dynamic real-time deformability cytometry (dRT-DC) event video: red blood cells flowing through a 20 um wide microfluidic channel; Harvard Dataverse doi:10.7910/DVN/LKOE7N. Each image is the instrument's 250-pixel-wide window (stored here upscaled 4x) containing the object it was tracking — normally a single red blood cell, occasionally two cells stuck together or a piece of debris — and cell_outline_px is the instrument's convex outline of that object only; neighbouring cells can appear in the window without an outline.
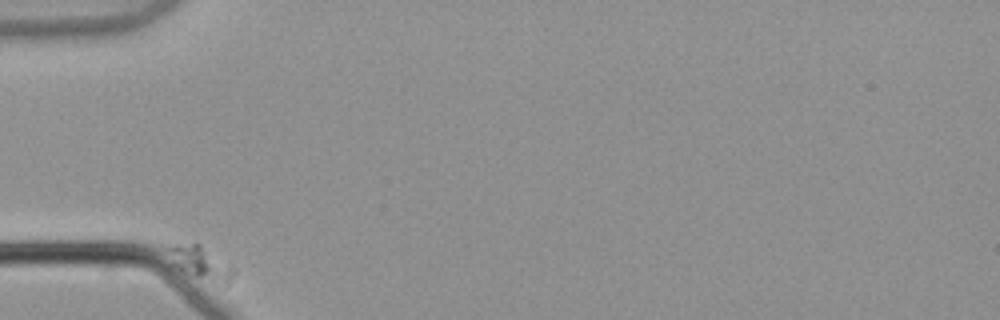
{"species": "common noctule bat (a hibernating species)", "species_latin": "Nyctalus noctula", "temperature_condition": "warm", "stored_images_in_passage": 7, "camera_frame_rate_fps": 3000, "um_per_image_px": 0.085, "animal": {"sex": "male", "body_mass_g": 21.5, "forearm_length_mm": 52.0}, "frame": {"image": 1, "passage_image": 1, "time_ms": 0.0, "image_size_px": [1000, 320], "cell_outline_px": [[236, 276], [224, 288], [184, 272], [176, 264], [164, 248], [172, 244], [196, 240], [236, 268]], "centroid_in_image_um": [17.15, 22.34], "position_along_channel_um": 67.8, "area_um2": 13.47}}
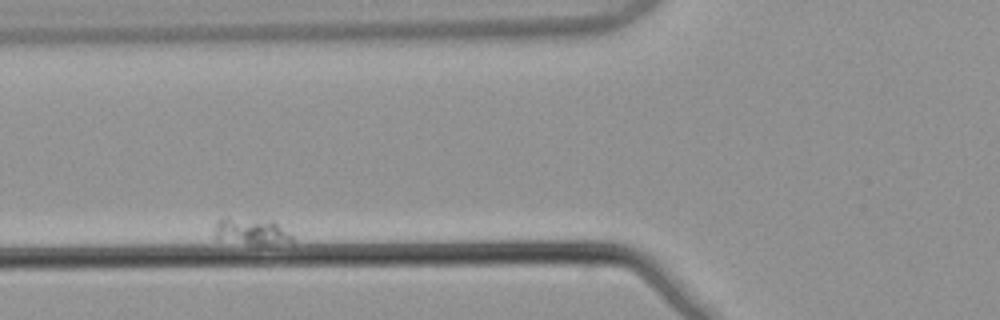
{"frame": {"image": 2, "passage_image": 3, "time_ms": 0.667, "image_size_px": [1000, 320], "cell_outline_px": [[292, 240], [264, 244], [252, 244], [216, 240], [212, 236], [216, 220], [224, 216], [228, 216], [272, 220], [292, 236]], "centroid_in_image_um": [21.17, 19.62], "position_along_channel_um": 104.6, "area_um2": 12.25}}
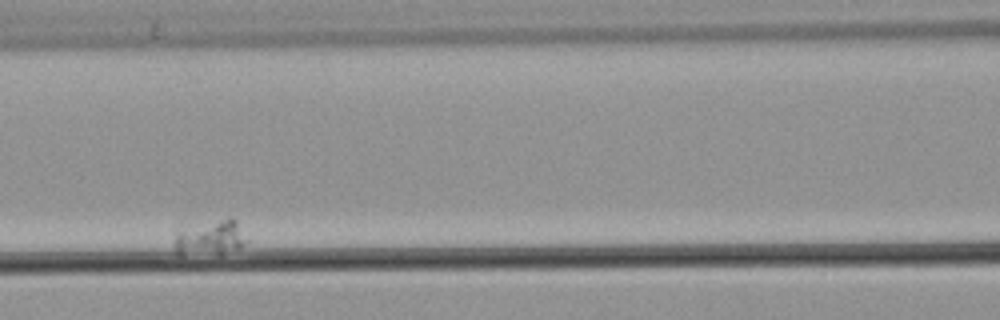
{"frame": {"image": 3, "passage_image": 5, "time_ms": 1.333, "image_size_px": [1000, 320], "cell_outline_px": [[248, 240], [240, 248], [220, 256], [180, 256], [176, 252], [172, 244], [176, 232], [232, 216], [236, 220]], "centroid_in_image_um": [17.87, 20.31], "position_along_channel_um": 148.7, "area_um2": 15.26}}